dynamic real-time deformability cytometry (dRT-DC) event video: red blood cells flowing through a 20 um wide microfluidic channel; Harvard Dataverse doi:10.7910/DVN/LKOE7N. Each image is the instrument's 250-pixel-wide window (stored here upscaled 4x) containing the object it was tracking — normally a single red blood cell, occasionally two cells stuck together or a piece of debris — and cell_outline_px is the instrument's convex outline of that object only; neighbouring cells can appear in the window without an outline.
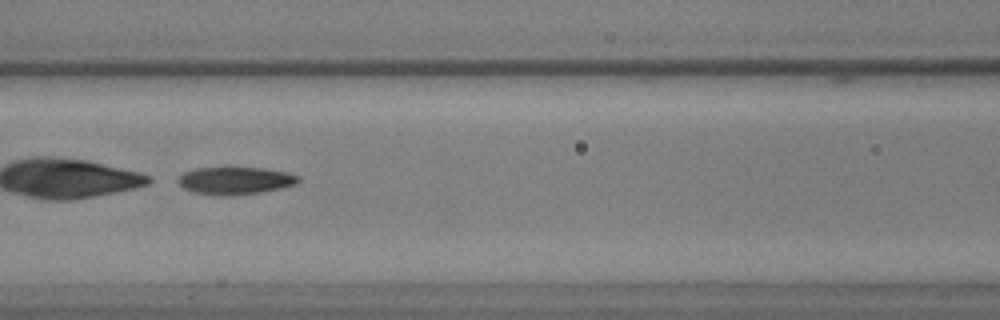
{"species": "common noctule bat (a hibernating species)", "species_latin": "Nyctalus noctula", "temperature_condition": "warm", "stored_images_in_passage": 54, "camera_frame_rate_fps": 3000, "um_per_image_px": 0.085, "animal": {"sex": "male", "body_mass_g": 17.9, "forearm_length_mm": 54.2}, "frame": {"image": 1, "passage_image": 26, "time_ms": 8.333, "image_size_px": [1000, 320], "cell_outline_px": [[300, 180], [296, 184], [280, 188], [260, 192], [228, 196], [224, 196], [192, 192], [184, 188], [176, 180], [184, 172], [196, 168], [220, 164], [232, 164], [264, 168], [288, 172], [300, 176]], "centroid_in_image_um": [19.97, 15.28], "position_along_channel_um": 146.6, "area_um2": 20.35}}
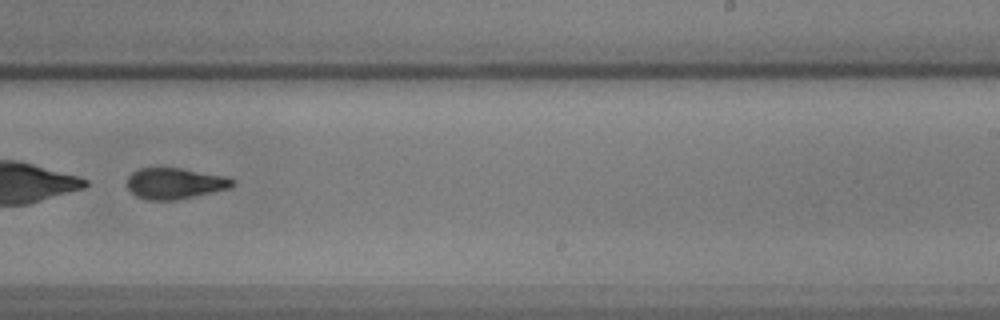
{"frame": {"image": 2, "passage_image": 37, "time_ms": 12.0, "image_size_px": [1000, 320], "cell_outline_px": [[236, 184], [232, 188], [176, 200], [148, 200], [136, 196], [128, 188], [128, 176], [132, 172], [140, 168], [180, 168], [228, 176], [236, 180]], "centroid_in_image_um": [14.93, 15.59], "position_along_channel_um": 274.1, "area_um2": 19.25}}
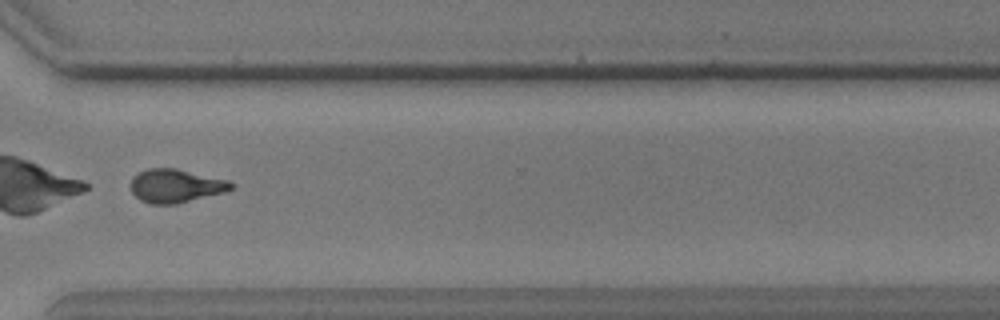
{"frame": {"image": 3, "passage_image": 44, "time_ms": 14.333, "image_size_px": [1000, 320], "cell_outline_px": [[236, 184], [232, 188], [224, 192], [176, 204], [152, 204], [140, 200], [132, 192], [132, 176], [148, 168], [176, 168], [228, 180]], "centroid_in_image_um": [14.94, 15.79], "position_along_channel_um": 355.7, "area_um2": 19.48}}